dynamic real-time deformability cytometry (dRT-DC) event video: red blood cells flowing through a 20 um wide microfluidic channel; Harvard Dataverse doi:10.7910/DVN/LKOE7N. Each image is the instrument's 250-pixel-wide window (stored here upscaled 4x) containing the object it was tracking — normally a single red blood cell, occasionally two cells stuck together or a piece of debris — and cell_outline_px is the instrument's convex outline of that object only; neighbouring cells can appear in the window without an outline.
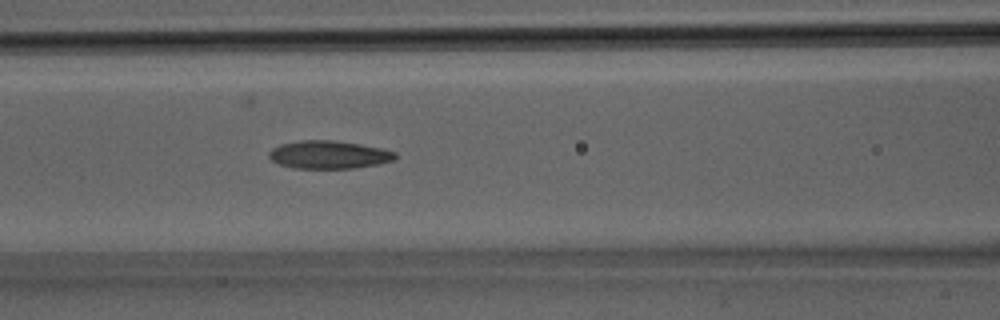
{"species": "Egyptian fruit bat (a non-hibernating species)", "species_latin": "Rousettus aegyptiacus", "temperature_condition": "room temperature", "stored_images_in_passage": 6, "camera_frame_rate_fps": 3000, "um_per_image_px": 0.085, "animal": {"sex": "male"}, "frame": {"image": 1, "passage_image": 4, "time_ms": 1.0, "image_size_px": [1000, 320], "cell_outline_px": [[396, 160], [376, 164], [352, 168], [292, 168], [280, 164], [272, 160], [268, 156], [268, 152], [272, 148], [280, 144], [300, 140], [336, 140], [360, 144], [380, 148], [396, 152]], "centroid_in_image_um": [27.93, 13.14], "position_along_channel_um": 138.7, "area_um2": 20.58}}